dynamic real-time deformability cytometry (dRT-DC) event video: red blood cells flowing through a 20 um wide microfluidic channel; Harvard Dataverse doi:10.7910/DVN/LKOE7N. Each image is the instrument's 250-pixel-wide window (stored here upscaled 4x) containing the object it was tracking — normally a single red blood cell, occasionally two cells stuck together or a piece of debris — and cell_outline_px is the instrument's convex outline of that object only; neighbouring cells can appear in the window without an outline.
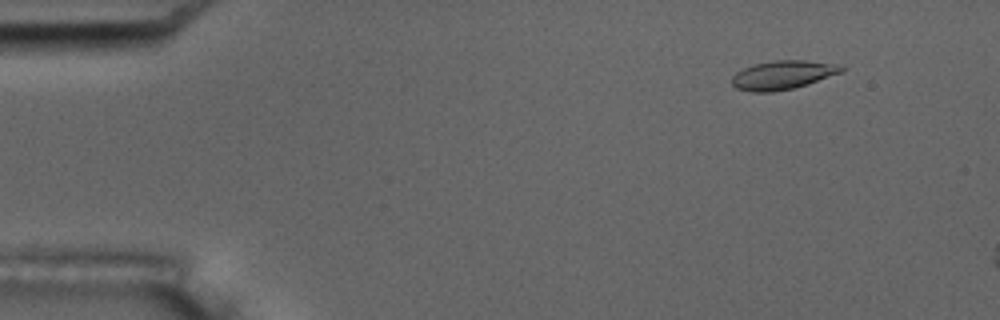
{"species": "common noctule bat (a hibernating species)", "species_latin": "Nyctalus noctula", "temperature_condition": "room temperature", "stored_images_in_passage": 6, "camera_frame_rate_fps": 3000, "um_per_image_px": 0.085, "animal": {"sex": "male", "body_mass_g": 17.5, "forearm_length_mm": 52.3}, "frame": {"image": 1, "passage_image": 2, "time_ms": 1.0, "image_size_px": [1000, 320], "cell_outline_px": [[848, 68], [840, 72], [808, 84], [792, 88], [772, 92], [752, 92], [736, 88], [732, 84], [732, 76], [736, 72], [752, 64], [772, 60], [804, 60], [836, 64]], "centroid_in_image_um": [66.5, 6.36], "position_along_channel_um": 18.5, "area_um2": 18.32}}